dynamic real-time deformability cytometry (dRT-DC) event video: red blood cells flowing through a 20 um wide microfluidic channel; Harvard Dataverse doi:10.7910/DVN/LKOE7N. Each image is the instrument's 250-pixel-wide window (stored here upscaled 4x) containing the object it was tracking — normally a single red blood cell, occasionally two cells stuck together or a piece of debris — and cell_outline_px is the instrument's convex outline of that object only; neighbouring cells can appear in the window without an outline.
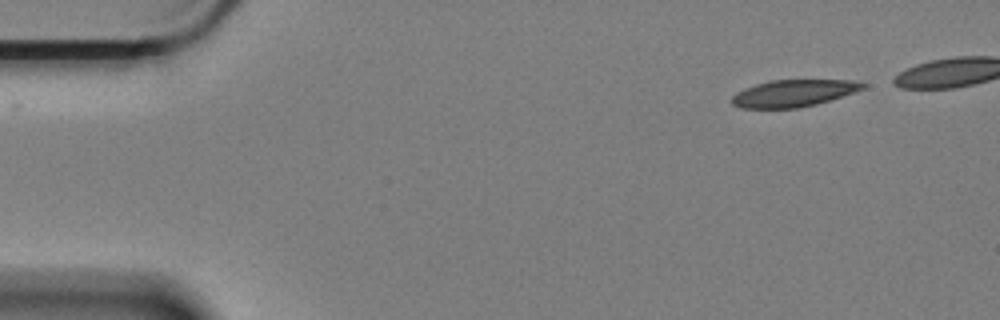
{"species": "Egyptian fruit bat (a non-hibernating species)", "species_latin": "Rousettus aegyptiacus", "temperature_condition": "cold", "stored_images_in_passage": 48, "camera_frame_rate_fps": 3000, "um_per_image_px": 0.085, "animal": {"sex": "female"}, "frame": {"image": 1, "passage_image": 1, "time_ms": 0.0, "image_size_px": [1000, 320], "cell_outline_px": [[864, 88], [816, 104], [796, 108], [740, 108], [732, 104], [732, 96], [736, 92], [744, 88], [768, 80], [856, 80], [864, 84]], "centroid_in_image_um": [67.38, 7.92], "position_along_channel_um": 17.6, "area_um2": 20.35}}
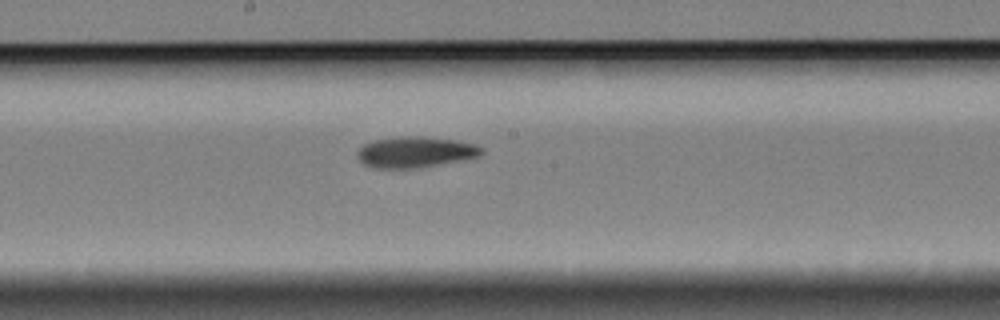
{"frame": {"image": 2, "passage_image": 27, "time_ms": 8.667, "image_size_px": [1000, 320], "cell_outline_px": [[484, 152], [480, 156], [420, 168], [376, 168], [364, 164], [360, 160], [356, 152], [364, 144], [376, 140], [400, 136], [424, 136], [456, 140], [476, 144], [484, 148]], "centroid_in_image_um": [35.34, 12.92], "position_along_channel_um": 212.9, "area_um2": 22.43}}
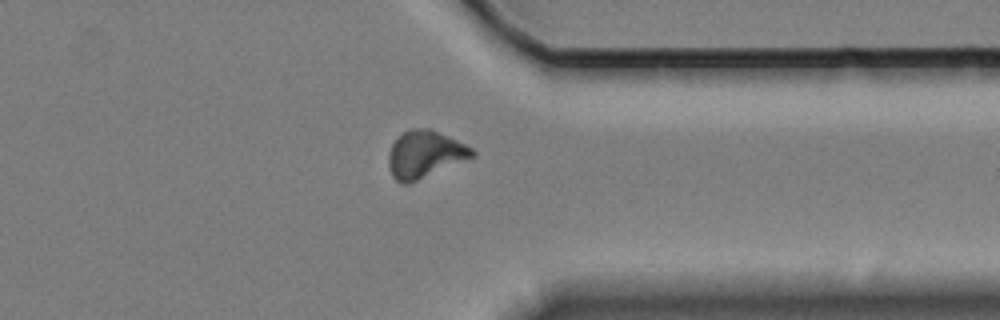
{"frame": {"image": 3, "passage_image": 42, "time_ms": 13.667, "image_size_px": [1000, 320], "cell_outline_px": [[476, 156], [408, 184], [400, 184], [392, 176], [388, 168], [388, 156], [392, 144], [408, 128], [428, 128], [448, 136], [472, 148], [476, 152]], "centroid_in_image_um": [36.09, 13.13], "position_along_channel_um": 375.3, "area_um2": 22.95}, "authors_computed_cell_mechanics": {"area_um2": 21.964, "velocity_mm_per_s": 3.3184, "shape_relaxation_time_tau1_ms": 10.3804, "shape_relaxation_time_tau2_ms": null, "deformation_change_tau1": 0.1708, "deformation_change_tau2": null}}